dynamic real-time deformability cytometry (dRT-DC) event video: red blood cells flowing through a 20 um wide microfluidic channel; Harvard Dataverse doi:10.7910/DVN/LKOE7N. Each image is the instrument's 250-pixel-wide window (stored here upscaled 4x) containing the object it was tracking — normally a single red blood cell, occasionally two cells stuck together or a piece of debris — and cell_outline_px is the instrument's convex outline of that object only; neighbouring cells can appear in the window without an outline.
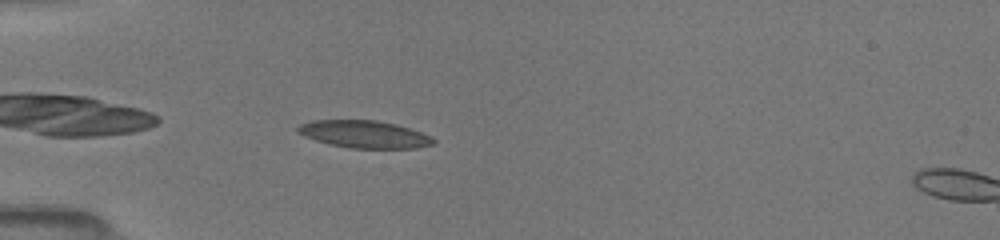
{"species": "common noctule bat (a hibernating species)", "species_latin": "Nyctalus noctula", "temperature_condition": "room temperature", "stored_images_in_passage": 32, "camera_frame_rate_fps": 3000, "um_per_image_px": 0.085, "animal": {"sex": "female", "body_mass_g": 19.5, "forearm_length_mm": 54.1}, "frame": {"image": 1, "passage_image": 3, "time_ms": 0.667, "image_size_px": [1000, 240], "cell_outline_px": [[436, 144], [416, 148], [348, 148], [328, 144], [304, 136], [296, 132], [296, 128], [300, 124], [312, 120], [376, 120], [396, 124], [432, 136], [436, 140]], "centroid_in_image_um": [30.96, 11.41], "position_along_channel_um": 54.0, "area_um2": 21.79}}
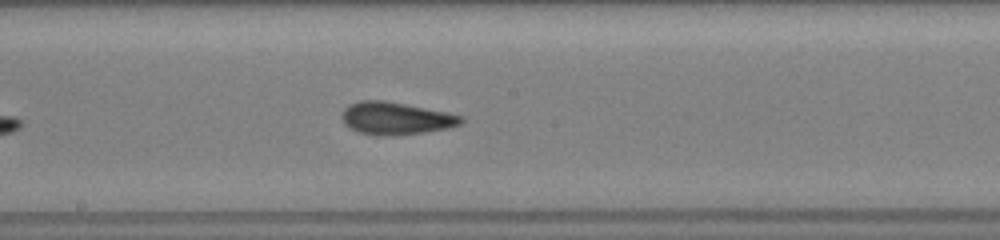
{"frame": {"image": 2, "passage_image": 16, "time_ms": 5.0, "image_size_px": [1000, 240], "cell_outline_px": [[464, 120], [460, 124], [448, 128], [424, 132], [396, 136], [380, 136], [360, 132], [344, 124], [340, 116], [344, 108], [348, 104], [360, 100], [384, 100], [448, 112], [464, 116]], "centroid_in_image_um": [33.64, 10.05], "position_along_channel_um": 214.6, "area_um2": 22.77}}
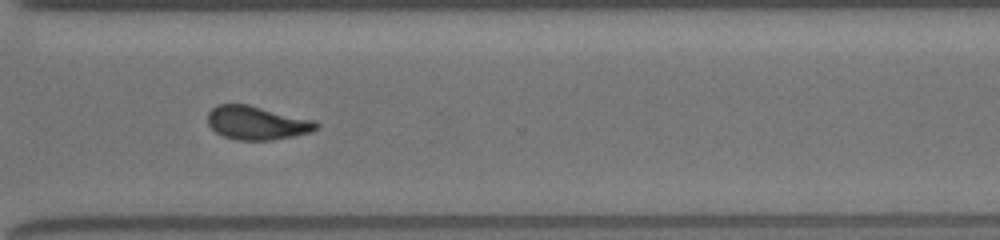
{"frame": {"image": 3, "passage_image": 26, "time_ms": 8.333, "image_size_px": [1000, 240], "cell_outline_px": [[320, 128], [312, 132], [272, 140], [236, 140], [224, 136], [216, 132], [208, 124], [208, 112], [212, 108], [220, 104], [248, 104], [316, 120], [320, 124]], "centroid_in_image_um": [21.88, 10.44], "position_along_channel_um": 348.7, "area_um2": 21.44}, "authors_computed_cell_mechanics": {"area_um2": 21.9062, "velocity_mm_per_s": 4.0379, "shape_relaxation_time_tau1_ms": 4.9155, "shape_relaxation_time_tau2_ms": 1.7801, "deformation_change_tau1": 0.1565, "deformation_change_tau2": 0.066}}